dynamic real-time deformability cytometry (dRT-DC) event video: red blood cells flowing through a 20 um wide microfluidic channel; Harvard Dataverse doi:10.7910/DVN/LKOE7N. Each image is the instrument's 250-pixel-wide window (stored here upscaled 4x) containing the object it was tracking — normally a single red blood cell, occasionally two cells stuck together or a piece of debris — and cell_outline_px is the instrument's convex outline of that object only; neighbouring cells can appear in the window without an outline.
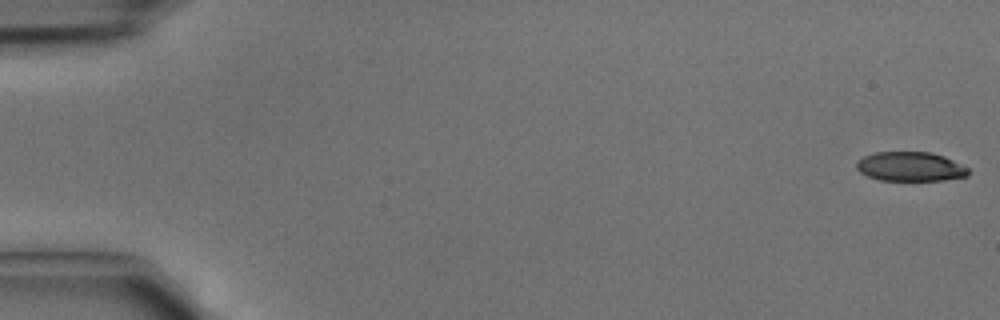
{"species": "common noctule bat (a hibernating species)", "species_latin": "Nyctalus noctula", "temperature_condition": "cold", "stored_images_in_passage": 5, "camera_frame_rate_fps": 3000, "um_per_image_px": 0.085, "animal": {"sex": "male", "body_mass_g": 15.6}, "frame": {"image": 1, "passage_image": 1, "time_ms": 0.0, "image_size_px": [1000, 320], "cell_outline_px": [[968, 176], [944, 180], [880, 180], [868, 176], [860, 172], [856, 168], [856, 164], [864, 156], [876, 152], [928, 152], [944, 156], [968, 168]], "centroid_in_image_um": [77.38, 14.16], "position_along_channel_um": 7.6, "area_um2": 18.9}}
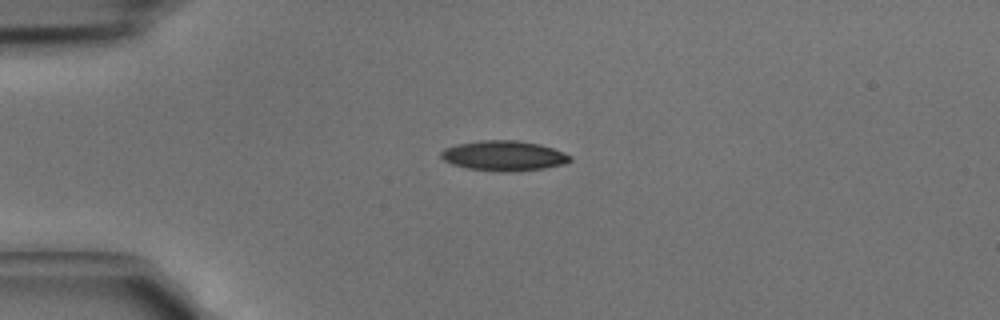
{"frame": {"image": 2, "passage_image": 4, "time_ms": 1.0, "image_size_px": [1000, 320], "cell_outline_px": [[572, 160], [564, 164], [544, 168], [512, 172], [500, 172], [468, 168], [452, 164], [444, 160], [440, 156], [440, 152], [444, 148], [456, 144], [480, 140], [516, 140], [540, 144], [552, 148], [572, 156]], "centroid_in_image_um": [42.81, 13.24], "position_along_channel_um": 42.2, "area_um2": 22.72}}
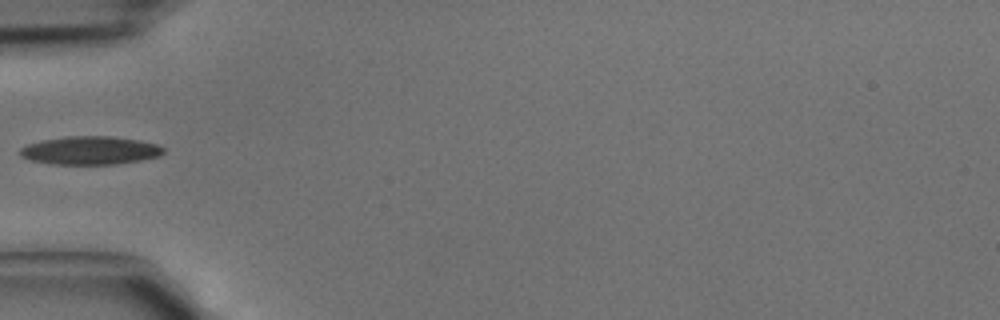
{"frame": {"image": 3, "passage_image": 5, "time_ms": 1.333, "image_size_px": [1000, 320], "cell_outline_px": [[164, 152], [160, 156], [140, 160], [116, 164], [52, 164], [28, 160], [20, 156], [16, 152], [20, 148], [28, 144], [40, 140], [68, 136], [112, 136], [140, 140], [156, 144], [164, 148]], "centroid_in_image_um": [7.61, 12.78], "position_along_channel_um": 77.4, "area_um2": 23.87}}